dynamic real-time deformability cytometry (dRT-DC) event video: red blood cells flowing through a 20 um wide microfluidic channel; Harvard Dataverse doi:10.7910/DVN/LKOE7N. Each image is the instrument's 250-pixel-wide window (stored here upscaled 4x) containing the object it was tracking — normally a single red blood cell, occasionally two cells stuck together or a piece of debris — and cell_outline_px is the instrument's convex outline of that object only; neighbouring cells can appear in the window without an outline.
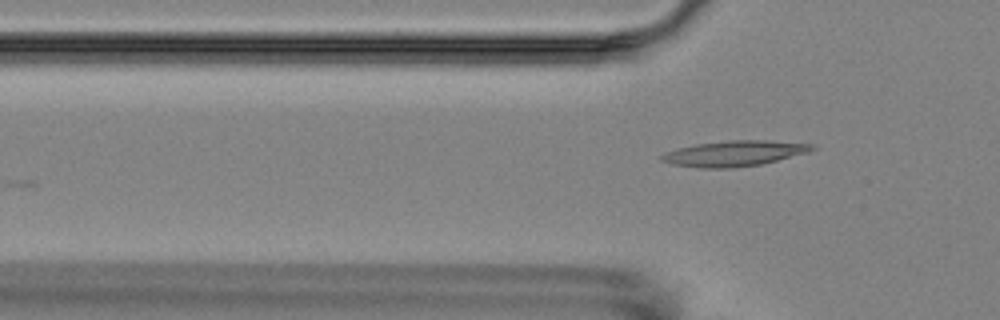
{"species": "Egyptian fruit bat (a non-hibernating species)", "species_latin": "Rousettus aegyptiacus", "temperature_condition": "room temperature", "stored_images_in_passage": 6, "camera_frame_rate_fps": 3000, "um_per_image_px": 0.085, "animal": {"sex": "female"}, "frame": {"image": 1, "passage_image": 6, "time_ms": 6.333, "image_size_px": [1000, 320], "cell_outline_px": [[816, 148], [808, 152], [760, 164], [732, 168], [700, 168], [672, 164], [660, 160], [660, 156], [664, 152], [696, 144], [728, 140], [768, 140], [816, 144]], "centroid_in_image_um": [62.41, 13.03], "position_along_channel_um": 63.4, "area_um2": 22.31}}